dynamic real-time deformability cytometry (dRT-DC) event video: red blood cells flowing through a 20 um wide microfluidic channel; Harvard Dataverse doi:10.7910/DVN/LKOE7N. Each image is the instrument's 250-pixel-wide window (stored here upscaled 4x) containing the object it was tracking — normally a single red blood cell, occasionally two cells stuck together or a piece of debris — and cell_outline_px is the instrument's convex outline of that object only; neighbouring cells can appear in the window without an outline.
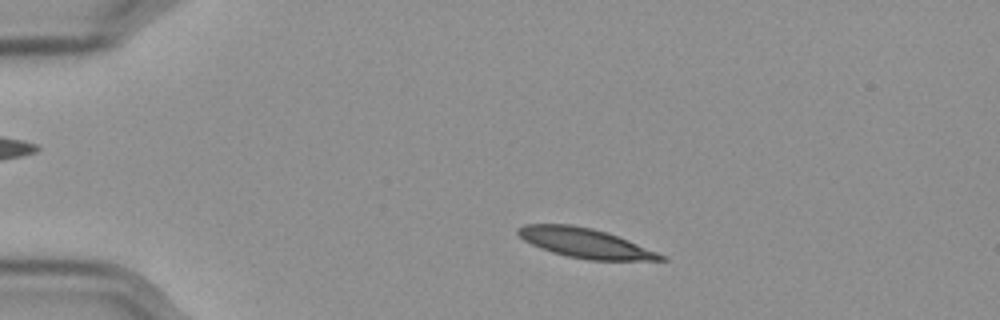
{"species": "Egyptian fruit bat (a non-hibernating species)", "species_latin": "Rousettus aegyptiacus", "temperature_condition": "cold", "stored_images_in_passage": 54, "camera_frame_rate_fps": 3000, "um_per_image_px": 0.085, "frame": {"image": 1, "passage_image": 9, "time_ms": 2.667, "image_size_px": [1000, 320], "cell_outline_px": [[668, 260], [588, 260], [568, 256], [552, 252], [540, 248], [524, 240], [516, 232], [516, 228], [524, 224], [572, 224], [592, 228], [608, 232], [628, 240], [656, 252], [664, 256]], "centroid_in_image_um": [49.69, 20.64], "position_along_channel_um": 35.3, "area_um2": 24.45}}
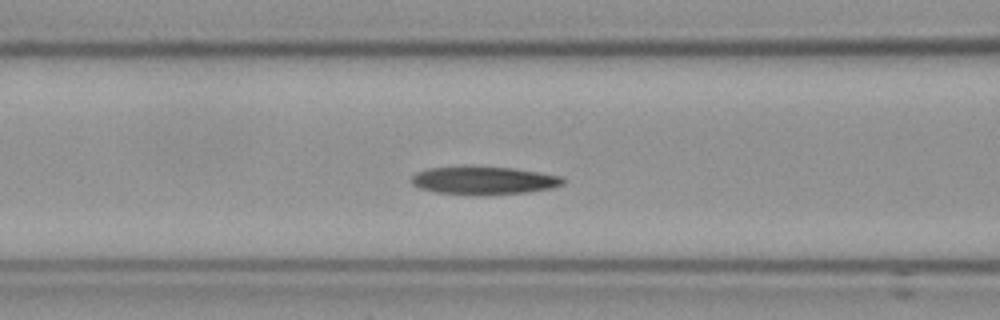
{"frame": {"image": 2, "passage_image": 21, "time_ms": 6.667, "image_size_px": [1000, 320], "cell_outline_px": [[568, 180], [564, 184], [552, 188], [524, 192], [484, 196], [476, 196], [436, 192], [420, 188], [412, 184], [412, 176], [416, 172], [428, 168], [512, 168], [540, 172], [560, 176]], "centroid_in_image_um": [41.17, 15.38], "position_along_channel_um": 125.4, "area_um2": 24.45}}
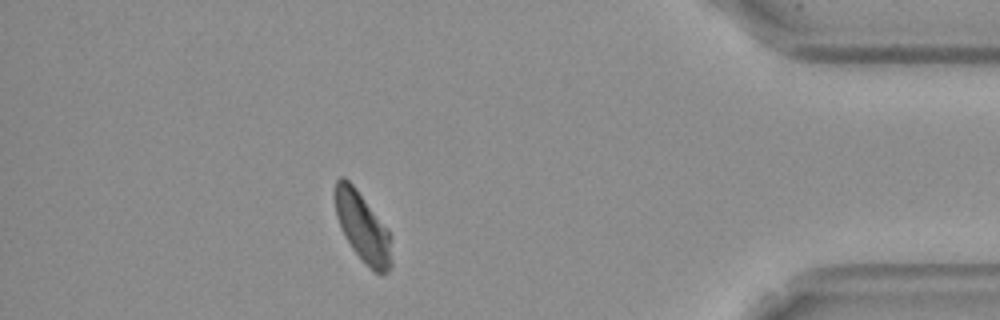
{"frame": {"image": 3, "passage_image": 48, "time_ms": 15.667, "image_size_px": [1000, 320], "cell_outline_px": [[392, 264], [388, 272], [380, 276], [352, 248], [336, 216], [336, 180], [340, 176], [344, 176], [356, 188], [388, 232], [392, 260]], "centroid_in_image_um": [30.82, 19.32], "position_along_channel_um": 404.4, "area_um2": 21.73}, "authors_computed_cell_mechanics": {"area_um2": 24.2471, "velocity_mm_per_s": 3.5366, "shape_relaxation_time_tau1_ms": 4.0147, "shape_relaxation_time_tau2_ms": 5.8482, "deformation_change_tau1": 0.1582, "deformation_change_tau2": 0.0968}}